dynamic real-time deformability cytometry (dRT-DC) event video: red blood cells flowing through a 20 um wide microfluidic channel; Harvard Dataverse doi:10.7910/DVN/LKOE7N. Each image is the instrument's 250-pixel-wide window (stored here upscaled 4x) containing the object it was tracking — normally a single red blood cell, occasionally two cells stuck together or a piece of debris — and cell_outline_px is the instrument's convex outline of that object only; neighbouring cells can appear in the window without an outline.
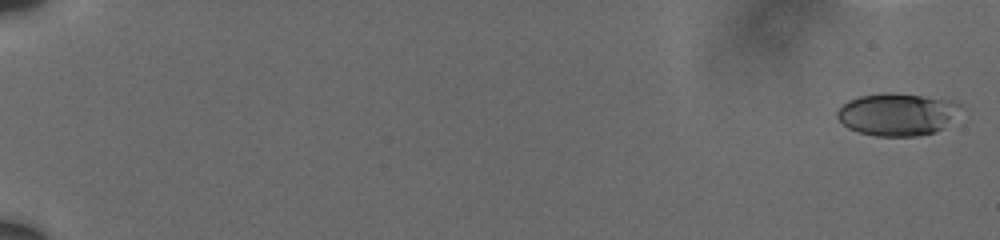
{"species": "human", "species_latin": "Homo sapiens", "temperature_condition": "cold", "stored_images_in_passage": 62, "camera_frame_rate_fps": 3000, "um_per_image_px": 0.085, "donor": {"sex": "male"}, "frame": {"image": 1, "passage_image": 1, "time_ms": 0.0, "image_size_px": [1000, 240], "cell_outline_px": [[960, 104], [944, 128], [936, 132], [916, 136], [876, 136], [860, 132], [848, 128], [836, 116], [836, 112], [848, 100], [860, 96], [884, 92], [888, 92], [924, 96], [952, 100]], "centroid_in_image_um": [76.21, 9.71], "position_along_channel_um": 8.8, "area_um2": 30.11}}